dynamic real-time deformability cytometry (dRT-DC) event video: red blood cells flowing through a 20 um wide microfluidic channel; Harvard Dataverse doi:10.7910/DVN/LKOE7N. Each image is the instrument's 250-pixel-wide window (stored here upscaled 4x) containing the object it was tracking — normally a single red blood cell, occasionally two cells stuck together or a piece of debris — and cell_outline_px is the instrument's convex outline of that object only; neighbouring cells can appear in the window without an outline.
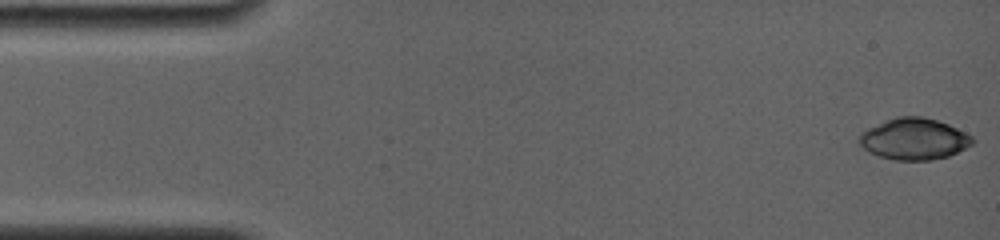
{"species": "common noctule bat (a hibernating species)", "species_latin": "Nyctalus noctula", "temperature_condition": "room temperature", "stored_images_in_passage": 17, "camera_frame_rate_fps": 4000, "um_per_image_px": 0.085, "animal": {"sex": "female", "body_mass_g": 19.0, "forearm_length_mm": 56.7}, "frame": {"image": 1, "passage_image": 1, "time_ms": 0.0, "image_size_px": [1000, 240], "cell_outline_px": [[976, 140], [972, 144], [948, 156], [928, 160], [896, 160], [880, 156], [868, 152], [860, 144], [860, 132], [868, 128], [896, 116], [924, 116], [948, 124], [972, 136]], "centroid_in_image_um": [77.69, 11.8], "position_along_channel_um": 7.3, "area_um2": 27.11}}
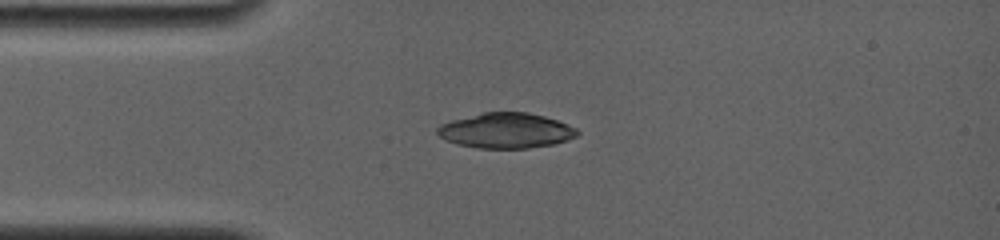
{"frame": {"image": 2, "passage_image": 15, "time_ms": 3.75, "image_size_px": [1000, 240], "cell_outline_px": [[580, 132], [576, 136], [568, 140], [552, 144], [528, 148], [476, 148], [456, 144], [440, 136], [436, 132], [436, 128], [440, 124], [452, 120], [484, 112], [528, 112], [544, 116], [568, 124], [576, 128]], "centroid_in_image_um": [43.01, 11.1], "position_along_channel_um": 42.0, "area_um2": 28.67}}